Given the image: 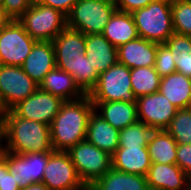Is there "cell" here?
I'll return each instance as SVG.
<instances>
[{
    "mask_svg": "<svg viewBox=\"0 0 191 190\" xmlns=\"http://www.w3.org/2000/svg\"><path fill=\"white\" fill-rule=\"evenodd\" d=\"M21 190H49V188L41 182L33 183L26 188H22Z\"/></svg>",
    "mask_w": 191,
    "mask_h": 190,
    "instance_id": "41",
    "label": "cell"
},
{
    "mask_svg": "<svg viewBox=\"0 0 191 190\" xmlns=\"http://www.w3.org/2000/svg\"><path fill=\"white\" fill-rule=\"evenodd\" d=\"M21 67L33 81L40 85L44 77L56 67L53 42L36 41Z\"/></svg>",
    "mask_w": 191,
    "mask_h": 190,
    "instance_id": "15",
    "label": "cell"
},
{
    "mask_svg": "<svg viewBox=\"0 0 191 190\" xmlns=\"http://www.w3.org/2000/svg\"><path fill=\"white\" fill-rule=\"evenodd\" d=\"M171 13L174 33L191 36V0H172Z\"/></svg>",
    "mask_w": 191,
    "mask_h": 190,
    "instance_id": "31",
    "label": "cell"
},
{
    "mask_svg": "<svg viewBox=\"0 0 191 190\" xmlns=\"http://www.w3.org/2000/svg\"><path fill=\"white\" fill-rule=\"evenodd\" d=\"M53 152L16 154L5 151L3 159L7 162L8 170L22 189L33 183L42 182L49 156Z\"/></svg>",
    "mask_w": 191,
    "mask_h": 190,
    "instance_id": "11",
    "label": "cell"
},
{
    "mask_svg": "<svg viewBox=\"0 0 191 190\" xmlns=\"http://www.w3.org/2000/svg\"><path fill=\"white\" fill-rule=\"evenodd\" d=\"M7 170V162L3 159L0 161V190L3 188L4 174Z\"/></svg>",
    "mask_w": 191,
    "mask_h": 190,
    "instance_id": "38",
    "label": "cell"
},
{
    "mask_svg": "<svg viewBox=\"0 0 191 190\" xmlns=\"http://www.w3.org/2000/svg\"><path fill=\"white\" fill-rule=\"evenodd\" d=\"M4 154H5V148H0V161L3 160Z\"/></svg>",
    "mask_w": 191,
    "mask_h": 190,
    "instance_id": "43",
    "label": "cell"
},
{
    "mask_svg": "<svg viewBox=\"0 0 191 190\" xmlns=\"http://www.w3.org/2000/svg\"><path fill=\"white\" fill-rule=\"evenodd\" d=\"M64 101L38 88L11 110L20 118L50 125Z\"/></svg>",
    "mask_w": 191,
    "mask_h": 190,
    "instance_id": "13",
    "label": "cell"
},
{
    "mask_svg": "<svg viewBox=\"0 0 191 190\" xmlns=\"http://www.w3.org/2000/svg\"><path fill=\"white\" fill-rule=\"evenodd\" d=\"M39 88L60 97L63 101L76 100L86 95L75 83L72 75L57 67L44 77Z\"/></svg>",
    "mask_w": 191,
    "mask_h": 190,
    "instance_id": "22",
    "label": "cell"
},
{
    "mask_svg": "<svg viewBox=\"0 0 191 190\" xmlns=\"http://www.w3.org/2000/svg\"><path fill=\"white\" fill-rule=\"evenodd\" d=\"M151 163L147 147H118L112 155V168L129 174L146 176Z\"/></svg>",
    "mask_w": 191,
    "mask_h": 190,
    "instance_id": "18",
    "label": "cell"
},
{
    "mask_svg": "<svg viewBox=\"0 0 191 190\" xmlns=\"http://www.w3.org/2000/svg\"><path fill=\"white\" fill-rule=\"evenodd\" d=\"M67 153L80 179L87 187L112 168V155L94 146L86 139L71 147Z\"/></svg>",
    "mask_w": 191,
    "mask_h": 190,
    "instance_id": "8",
    "label": "cell"
},
{
    "mask_svg": "<svg viewBox=\"0 0 191 190\" xmlns=\"http://www.w3.org/2000/svg\"><path fill=\"white\" fill-rule=\"evenodd\" d=\"M131 87L136 98L159 91L161 77L153 67L130 69Z\"/></svg>",
    "mask_w": 191,
    "mask_h": 190,
    "instance_id": "28",
    "label": "cell"
},
{
    "mask_svg": "<svg viewBox=\"0 0 191 190\" xmlns=\"http://www.w3.org/2000/svg\"><path fill=\"white\" fill-rule=\"evenodd\" d=\"M10 20L11 19L6 15L0 4V30L4 28L10 22Z\"/></svg>",
    "mask_w": 191,
    "mask_h": 190,
    "instance_id": "39",
    "label": "cell"
},
{
    "mask_svg": "<svg viewBox=\"0 0 191 190\" xmlns=\"http://www.w3.org/2000/svg\"><path fill=\"white\" fill-rule=\"evenodd\" d=\"M147 148L152 163L176 164L177 142L166 130H154Z\"/></svg>",
    "mask_w": 191,
    "mask_h": 190,
    "instance_id": "26",
    "label": "cell"
},
{
    "mask_svg": "<svg viewBox=\"0 0 191 190\" xmlns=\"http://www.w3.org/2000/svg\"><path fill=\"white\" fill-rule=\"evenodd\" d=\"M154 130L142 121L121 129L119 132V147L142 146L147 147L150 136Z\"/></svg>",
    "mask_w": 191,
    "mask_h": 190,
    "instance_id": "29",
    "label": "cell"
},
{
    "mask_svg": "<svg viewBox=\"0 0 191 190\" xmlns=\"http://www.w3.org/2000/svg\"><path fill=\"white\" fill-rule=\"evenodd\" d=\"M155 0H117L115 6L117 10L132 13L135 10L146 7Z\"/></svg>",
    "mask_w": 191,
    "mask_h": 190,
    "instance_id": "35",
    "label": "cell"
},
{
    "mask_svg": "<svg viewBox=\"0 0 191 190\" xmlns=\"http://www.w3.org/2000/svg\"><path fill=\"white\" fill-rule=\"evenodd\" d=\"M165 130L177 144H191V107L177 109L176 115Z\"/></svg>",
    "mask_w": 191,
    "mask_h": 190,
    "instance_id": "30",
    "label": "cell"
},
{
    "mask_svg": "<svg viewBox=\"0 0 191 190\" xmlns=\"http://www.w3.org/2000/svg\"><path fill=\"white\" fill-rule=\"evenodd\" d=\"M159 92L178 109L191 107V78L171 73L161 78Z\"/></svg>",
    "mask_w": 191,
    "mask_h": 190,
    "instance_id": "25",
    "label": "cell"
},
{
    "mask_svg": "<svg viewBox=\"0 0 191 190\" xmlns=\"http://www.w3.org/2000/svg\"><path fill=\"white\" fill-rule=\"evenodd\" d=\"M42 183L49 190H85L88 187L80 179L67 152L54 151L48 159Z\"/></svg>",
    "mask_w": 191,
    "mask_h": 190,
    "instance_id": "10",
    "label": "cell"
},
{
    "mask_svg": "<svg viewBox=\"0 0 191 190\" xmlns=\"http://www.w3.org/2000/svg\"><path fill=\"white\" fill-rule=\"evenodd\" d=\"M136 103L138 120L153 130H165L178 109L159 91L137 98Z\"/></svg>",
    "mask_w": 191,
    "mask_h": 190,
    "instance_id": "14",
    "label": "cell"
},
{
    "mask_svg": "<svg viewBox=\"0 0 191 190\" xmlns=\"http://www.w3.org/2000/svg\"><path fill=\"white\" fill-rule=\"evenodd\" d=\"M18 21L35 41H53L67 26V16L50 6L34 1Z\"/></svg>",
    "mask_w": 191,
    "mask_h": 190,
    "instance_id": "6",
    "label": "cell"
},
{
    "mask_svg": "<svg viewBox=\"0 0 191 190\" xmlns=\"http://www.w3.org/2000/svg\"><path fill=\"white\" fill-rule=\"evenodd\" d=\"M176 62V72L191 78V36L173 33L164 43Z\"/></svg>",
    "mask_w": 191,
    "mask_h": 190,
    "instance_id": "27",
    "label": "cell"
},
{
    "mask_svg": "<svg viewBox=\"0 0 191 190\" xmlns=\"http://www.w3.org/2000/svg\"><path fill=\"white\" fill-rule=\"evenodd\" d=\"M39 85L19 66L0 65V96L6 110L33 94Z\"/></svg>",
    "mask_w": 191,
    "mask_h": 190,
    "instance_id": "12",
    "label": "cell"
},
{
    "mask_svg": "<svg viewBox=\"0 0 191 190\" xmlns=\"http://www.w3.org/2000/svg\"><path fill=\"white\" fill-rule=\"evenodd\" d=\"M102 34L116 48L139 37L132 14L119 10L114 12Z\"/></svg>",
    "mask_w": 191,
    "mask_h": 190,
    "instance_id": "23",
    "label": "cell"
},
{
    "mask_svg": "<svg viewBox=\"0 0 191 190\" xmlns=\"http://www.w3.org/2000/svg\"><path fill=\"white\" fill-rule=\"evenodd\" d=\"M176 165L191 176V144H177Z\"/></svg>",
    "mask_w": 191,
    "mask_h": 190,
    "instance_id": "34",
    "label": "cell"
},
{
    "mask_svg": "<svg viewBox=\"0 0 191 190\" xmlns=\"http://www.w3.org/2000/svg\"><path fill=\"white\" fill-rule=\"evenodd\" d=\"M0 148H5L4 116H0Z\"/></svg>",
    "mask_w": 191,
    "mask_h": 190,
    "instance_id": "40",
    "label": "cell"
},
{
    "mask_svg": "<svg viewBox=\"0 0 191 190\" xmlns=\"http://www.w3.org/2000/svg\"><path fill=\"white\" fill-rule=\"evenodd\" d=\"M35 0H1L0 4L11 20H18Z\"/></svg>",
    "mask_w": 191,
    "mask_h": 190,
    "instance_id": "33",
    "label": "cell"
},
{
    "mask_svg": "<svg viewBox=\"0 0 191 190\" xmlns=\"http://www.w3.org/2000/svg\"><path fill=\"white\" fill-rule=\"evenodd\" d=\"M116 10L109 0H77L67 15V27L84 35L101 34Z\"/></svg>",
    "mask_w": 191,
    "mask_h": 190,
    "instance_id": "5",
    "label": "cell"
},
{
    "mask_svg": "<svg viewBox=\"0 0 191 190\" xmlns=\"http://www.w3.org/2000/svg\"><path fill=\"white\" fill-rule=\"evenodd\" d=\"M93 110L94 105L88 94L62 103L50 124L51 144L54 151L67 152L86 139L88 121Z\"/></svg>",
    "mask_w": 191,
    "mask_h": 190,
    "instance_id": "2",
    "label": "cell"
},
{
    "mask_svg": "<svg viewBox=\"0 0 191 190\" xmlns=\"http://www.w3.org/2000/svg\"><path fill=\"white\" fill-rule=\"evenodd\" d=\"M94 110L119 130L138 121L137 103L124 101L93 102Z\"/></svg>",
    "mask_w": 191,
    "mask_h": 190,
    "instance_id": "21",
    "label": "cell"
},
{
    "mask_svg": "<svg viewBox=\"0 0 191 190\" xmlns=\"http://www.w3.org/2000/svg\"><path fill=\"white\" fill-rule=\"evenodd\" d=\"M92 102H136L130 80V68L117 62L99 74L96 86L88 94Z\"/></svg>",
    "mask_w": 191,
    "mask_h": 190,
    "instance_id": "7",
    "label": "cell"
},
{
    "mask_svg": "<svg viewBox=\"0 0 191 190\" xmlns=\"http://www.w3.org/2000/svg\"><path fill=\"white\" fill-rule=\"evenodd\" d=\"M35 1L43 5L57 9L66 16L70 13L73 5L77 2V0H35Z\"/></svg>",
    "mask_w": 191,
    "mask_h": 190,
    "instance_id": "36",
    "label": "cell"
},
{
    "mask_svg": "<svg viewBox=\"0 0 191 190\" xmlns=\"http://www.w3.org/2000/svg\"><path fill=\"white\" fill-rule=\"evenodd\" d=\"M52 42L56 67L72 75L79 88L89 94L96 86L99 74L86 58L85 35L66 26Z\"/></svg>",
    "mask_w": 191,
    "mask_h": 190,
    "instance_id": "1",
    "label": "cell"
},
{
    "mask_svg": "<svg viewBox=\"0 0 191 190\" xmlns=\"http://www.w3.org/2000/svg\"><path fill=\"white\" fill-rule=\"evenodd\" d=\"M35 42L18 20H10L0 30L1 65L21 67Z\"/></svg>",
    "mask_w": 191,
    "mask_h": 190,
    "instance_id": "9",
    "label": "cell"
},
{
    "mask_svg": "<svg viewBox=\"0 0 191 190\" xmlns=\"http://www.w3.org/2000/svg\"><path fill=\"white\" fill-rule=\"evenodd\" d=\"M119 132L105 121L95 110L88 121L86 140L99 149L113 155L119 147Z\"/></svg>",
    "mask_w": 191,
    "mask_h": 190,
    "instance_id": "19",
    "label": "cell"
},
{
    "mask_svg": "<svg viewBox=\"0 0 191 190\" xmlns=\"http://www.w3.org/2000/svg\"><path fill=\"white\" fill-rule=\"evenodd\" d=\"M2 190H21L20 186L17 184V180L13 177V174H11L9 170H7L4 174Z\"/></svg>",
    "mask_w": 191,
    "mask_h": 190,
    "instance_id": "37",
    "label": "cell"
},
{
    "mask_svg": "<svg viewBox=\"0 0 191 190\" xmlns=\"http://www.w3.org/2000/svg\"><path fill=\"white\" fill-rule=\"evenodd\" d=\"M157 55V43L138 37L117 48L118 62L130 69L153 67Z\"/></svg>",
    "mask_w": 191,
    "mask_h": 190,
    "instance_id": "17",
    "label": "cell"
},
{
    "mask_svg": "<svg viewBox=\"0 0 191 190\" xmlns=\"http://www.w3.org/2000/svg\"><path fill=\"white\" fill-rule=\"evenodd\" d=\"M188 180L176 164L151 163L146 175L149 190H188Z\"/></svg>",
    "mask_w": 191,
    "mask_h": 190,
    "instance_id": "16",
    "label": "cell"
},
{
    "mask_svg": "<svg viewBox=\"0 0 191 190\" xmlns=\"http://www.w3.org/2000/svg\"><path fill=\"white\" fill-rule=\"evenodd\" d=\"M88 188L89 190H149L146 176L129 174L113 168Z\"/></svg>",
    "mask_w": 191,
    "mask_h": 190,
    "instance_id": "24",
    "label": "cell"
},
{
    "mask_svg": "<svg viewBox=\"0 0 191 190\" xmlns=\"http://www.w3.org/2000/svg\"><path fill=\"white\" fill-rule=\"evenodd\" d=\"M85 55L98 74L118 62L117 48L103 34L85 35Z\"/></svg>",
    "mask_w": 191,
    "mask_h": 190,
    "instance_id": "20",
    "label": "cell"
},
{
    "mask_svg": "<svg viewBox=\"0 0 191 190\" xmlns=\"http://www.w3.org/2000/svg\"><path fill=\"white\" fill-rule=\"evenodd\" d=\"M5 151L16 154L54 151L50 125L18 117L12 110L4 115Z\"/></svg>",
    "mask_w": 191,
    "mask_h": 190,
    "instance_id": "3",
    "label": "cell"
},
{
    "mask_svg": "<svg viewBox=\"0 0 191 190\" xmlns=\"http://www.w3.org/2000/svg\"><path fill=\"white\" fill-rule=\"evenodd\" d=\"M188 190H191V176H189L188 180Z\"/></svg>",
    "mask_w": 191,
    "mask_h": 190,
    "instance_id": "44",
    "label": "cell"
},
{
    "mask_svg": "<svg viewBox=\"0 0 191 190\" xmlns=\"http://www.w3.org/2000/svg\"><path fill=\"white\" fill-rule=\"evenodd\" d=\"M7 113V110L2 102L1 96H0V116H4Z\"/></svg>",
    "mask_w": 191,
    "mask_h": 190,
    "instance_id": "42",
    "label": "cell"
},
{
    "mask_svg": "<svg viewBox=\"0 0 191 190\" xmlns=\"http://www.w3.org/2000/svg\"><path fill=\"white\" fill-rule=\"evenodd\" d=\"M171 2L155 0L131 13L140 38L157 44H164L168 40L174 33Z\"/></svg>",
    "mask_w": 191,
    "mask_h": 190,
    "instance_id": "4",
    "label": "cell"
},
{
    "mask_svg": "<svg viewBox=\"0 0 191 190\" xmlns=\"http://www.w3.org/2000/svg\"><path fill=\"white\" fill-rule=\"evenodd\" d=\"M175 63L170 49L165 44H157L154 68L161 78L176 72Z\"/></svg>",
    "mask_w": 191,
    "mask_h": 190,
    "instance_id": "32",
    "label": "cell"
}]
</instances>
